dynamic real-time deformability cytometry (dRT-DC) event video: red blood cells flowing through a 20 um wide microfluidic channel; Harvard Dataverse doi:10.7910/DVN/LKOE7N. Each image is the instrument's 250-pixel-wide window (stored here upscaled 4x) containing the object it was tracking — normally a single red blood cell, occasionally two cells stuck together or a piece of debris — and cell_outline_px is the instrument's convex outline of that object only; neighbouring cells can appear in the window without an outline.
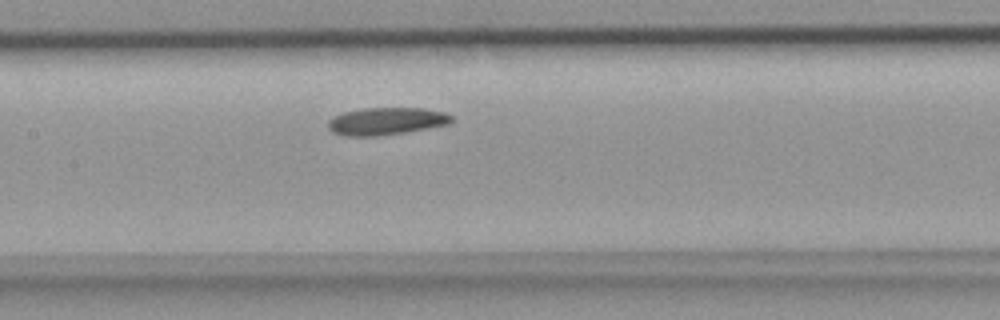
{"species": "common noctule bat (a hibernating species)", "species_latin": "Nyctalus noctula", "temperature_condition": "room temperature", "stored_images_in_passage": 10, "camera_frame_rate_fps": 3000, "um_per_image_px": 0.085, "animal": {"sex": "female", "body_mass_g": 18.4}, "frame": {"image": 1, "passage_image": 9, "time_ms": 2.667, "image_size_px": [1000, 320], "cell_outline_px": [[452, 124], [404, 132], [376, 136], [344, 136], [332, 132], [328, 128], [328, 120], [344, 112], [364, 108], [424, 108], [444, 112], [452, 116]], "centroid_in_image_um": [32.85, 10.3], "position_along_channel_um": 174.6, "area_um2": 19.71}}